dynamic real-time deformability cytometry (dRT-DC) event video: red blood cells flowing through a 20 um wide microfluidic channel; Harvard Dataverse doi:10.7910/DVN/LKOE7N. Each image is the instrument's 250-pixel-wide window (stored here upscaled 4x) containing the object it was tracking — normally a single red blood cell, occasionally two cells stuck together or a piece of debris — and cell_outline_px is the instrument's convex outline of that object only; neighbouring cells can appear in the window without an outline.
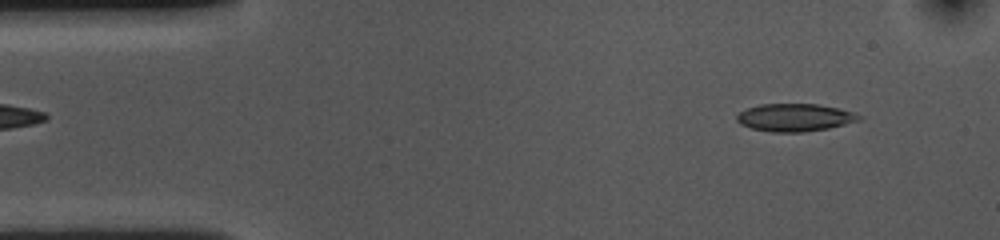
{"species": "common noctule bat (a hibernating species)", "species_latin": "Nyctalus noctula", "temperature_condition": "cold", "stored_images_in_passage": 53, "camera_frame_rate_fps": 3000, "um_per_image_px": 0.085, "animal": {"sex": "female", "body_mass_g": 10.0, "forearm_length_mm": 53.1}, "frame": {"image": 1, "passage_image": 4, "time_ms": 1.0, "image_size_px": [1000, 240], "cell_outline_px": [[864, 120], [828, 128], [804, 132], [772, 132], [752, 128], [740, 124], [736, 120], [736, 116], [740, 112], [748, 108], [760, 104], [820, 104], [840, 108], [856, 112], [864, 116]], "centroid_in_image_um": [67.65, 9.98], "position_along_channel_um": 17.4, "area_um2": 20.0}}
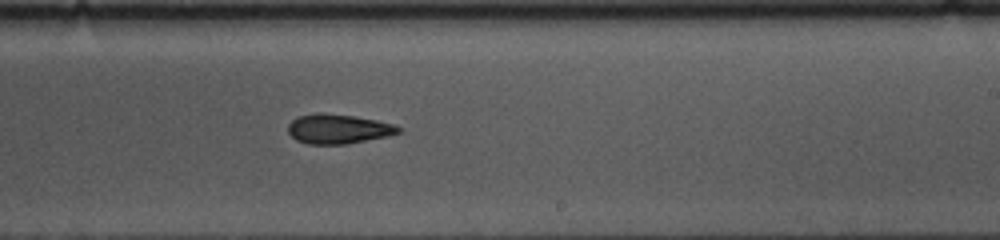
{"frame": {"image": 2, "passage_image": 30, "time_ms": 9.667, "image_size_px": [1000, 240], "cell_outline_px": [[404, 132], [388, 136], [348, 144], [308, 144], [296, 140], [288, 132], [288, 124], [292, 120], [300, 116], [356, 116], [376, 120], [392, 124], [404, 128]], "centroid_in_image_um": [28.85, 11.01], "position_along_channel_um": 260.2, "area_um2": 18.38}}
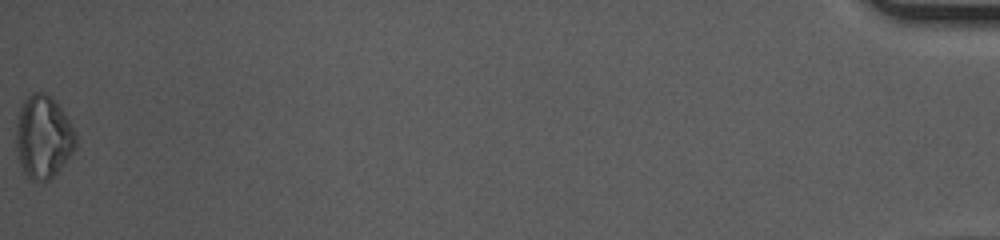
{"frame": {"image": 3, "passage_image": 53, "time_ms": 17.333, "image_size_px": [1000, 240], "cell_outline_px": [[76, 148], [60, 168], [48, 180], [32, 180], [24, 172], [20, 164], [16, 148], [16, 120], [20, 108], [24, 100], [32, 92], [44, 92], [52, 96], [56, 100], [76, 132]], "centroid_in_image_um": [3.67, 11.6], "position_along_channel_um": 431.5, "area_um2": 28.84}, "authors_computed_cell_mechanics": {"area_um2": 19.8254, "velocity_mm_per_s": 3.6244, "shape_relaxation_time_tau1_ms": 8.3154, "shape_relaxation_time_tau2_ms": 5.855, "deformation_change_tau1": 0.1342, "deformation_change_tau2": 0.1256}}